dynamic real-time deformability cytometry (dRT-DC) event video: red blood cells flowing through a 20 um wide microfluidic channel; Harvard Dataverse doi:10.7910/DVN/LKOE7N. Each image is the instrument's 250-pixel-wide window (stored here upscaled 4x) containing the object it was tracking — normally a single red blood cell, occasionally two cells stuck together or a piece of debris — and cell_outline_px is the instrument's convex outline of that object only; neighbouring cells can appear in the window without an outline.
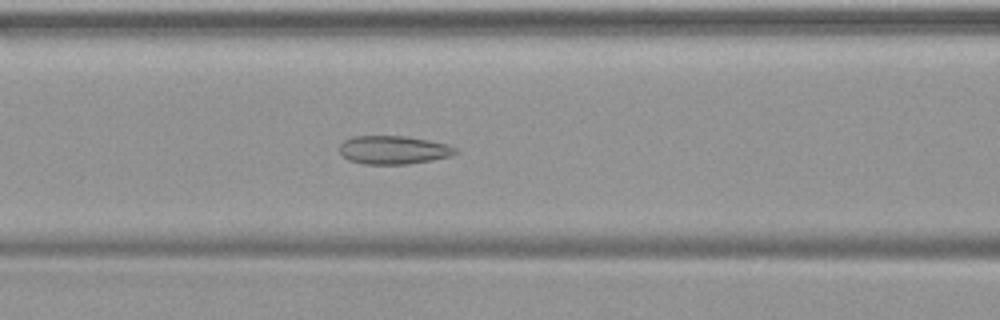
{"species": "common noctule bat (a hibernating species)", "species_latin": "Nyctalus noctula", "temperature_condition": "warm", "stored_images_in_passage": 49, "camera_frame_rate_fps": 3000, "um_per_image_px": 0.085, "animal": {"sex": "female", "body_mass_g": 19.9}, "frame": {"image": 1, "passage_image": 21, "time_ms": 6.667, "image_size_px": [1000, 320], "cell_outline_px": [[460, 152], [452, 156], [432, 160], [408, 164], [364, 164], [348, 160], [340, 152], [340, 144], [344, 140], [352, 136], [404, 136], [428, 140], [448, 144], [456, 148]], "centroid_in_image_um": [33.47, 12.74], "position_along_channel_um": 133.1, "area_um2": 19.31}}
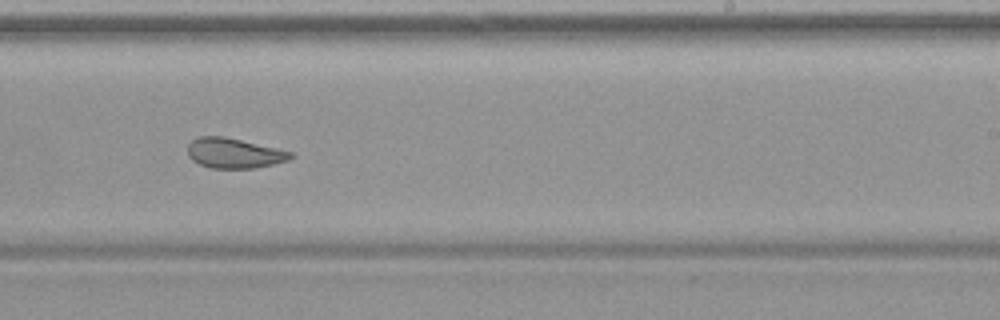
{"frame": {"image": 2, "passage_image": 31, "time_ms": 10.0, "image_size_px": [1000, 320], "cell_outline_px": [[292, 156], [288, 160], [256, 168], [212, 168], [200, 164], [192, 160], [188, 156], [188, 144], [192, 140], [200, 136], [224, 136], [276, 148], [292, 152]], "centroid_in_image_um": [19.86, 13.01], "position_along_channel_um": 269.1, "area_um2": 17.86}}
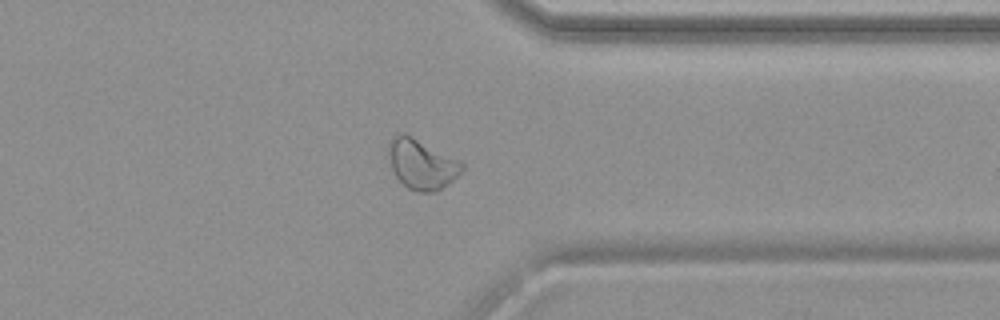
{"frame": {"image": 3, "passage_image": 39, "time_ms": 12.667, "image_size_px": [1000, 320], "cell_outline_px": [[464, 168], [448, 184], [436, 192], [416, 192], [408, 188], [396, 176], [384, 156], [388, 140], [396, 132], [404, 132], [460, 160], [464, 164]], "centroid_in_image_um": [35.75, 13.91], "position_along_channel_um": 375.6, "area_um2": 22.02}}